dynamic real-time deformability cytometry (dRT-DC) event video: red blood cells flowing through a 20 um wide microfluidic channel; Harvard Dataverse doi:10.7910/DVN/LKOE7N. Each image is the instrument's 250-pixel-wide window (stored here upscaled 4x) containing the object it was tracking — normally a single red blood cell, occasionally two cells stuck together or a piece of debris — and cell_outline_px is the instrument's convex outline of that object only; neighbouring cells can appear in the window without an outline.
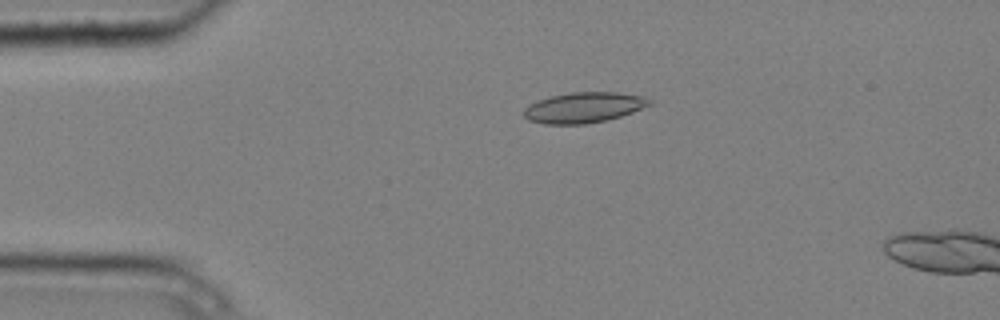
{"species": "common noctule bat (a hibernating species)", "species_latin": "Nyctalus noctula", "temperature_condition": "cold", "stored_images_in_passage": 4, "camera_frame_rate_fps": 3000, "um_per_image_px": 0.085, "animal": {"sex": "male", "body_mass_g": 20.4}, "frame": {"image": 1, "passage_image": 3, "time_ms": 0.667, "image_size_px": [1000, 320], "cell_outline_px": [[652, 104], [632, 112], [608, 120], [584, 124], [544, 124], [528, 120], [524, 116], [524, 108], [528, 104], [536, 100], [552, 96], [572, 92], [616, 92], [644, 96], [652, 100]], "centroid_in_image_um": [49.61, 9.14], "position_along_channel_um": 35.4, "area_um2": 22.43}}